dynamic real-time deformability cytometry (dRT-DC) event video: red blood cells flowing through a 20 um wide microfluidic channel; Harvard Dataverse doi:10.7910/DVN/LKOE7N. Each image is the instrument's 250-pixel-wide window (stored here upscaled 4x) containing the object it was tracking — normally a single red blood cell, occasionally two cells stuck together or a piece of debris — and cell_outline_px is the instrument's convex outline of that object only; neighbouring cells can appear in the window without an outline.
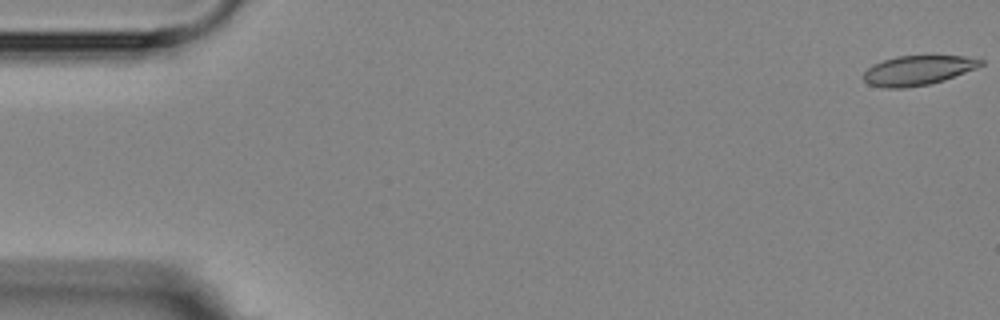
{"species": "Egyptian fruit bat (a non-hibernating species)", "species_latin": "Rousettus aegyptiacus", "temperature_condition": "room temperature", "stored_images_in_passage": 3, "camera_frame_rate_fps": 3000, "um_per_image_px": 0.085, "animal": {"sex": "female"}, "frame": {"image": 1, "passage_image": 1, "time_ms": 0.0, "image_size_px": [1000, 320], "cell_outline_px": [[984, 64], [976, 68], [944, 80], [928, 84], [904, 88], [884, 88], [868, 84], [864, 80], [864, 72], [872, 64], [896, 56], [964, 56], [984, 60]], "centroid_in_image_um": [78.0, 5.98], "position_along_channel_um": 7.0, "area_um2": 20.11}}